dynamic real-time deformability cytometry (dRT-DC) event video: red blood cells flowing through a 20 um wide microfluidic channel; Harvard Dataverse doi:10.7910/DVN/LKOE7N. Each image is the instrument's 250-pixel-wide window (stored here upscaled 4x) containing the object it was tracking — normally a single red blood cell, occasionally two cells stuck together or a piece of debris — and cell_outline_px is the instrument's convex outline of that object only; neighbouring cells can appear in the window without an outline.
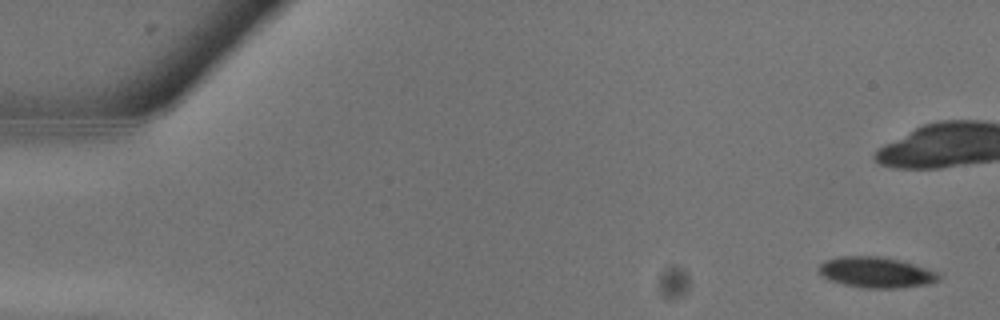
{"species": "common noctule bat (a hibernating species)", "species_latin": "Nyctalus noctula", "temperature_condition": "warm", "stored_images_in_passage": 14, "camera_frame_rate_fps": 3000, "um_per_image_px": 0.085, "animal": {"sex": "male", "body_mass_g": 13.3}, "frame": {"image": 1, "passage_image": 1, "time_ms": 0.0, "image_size_px": [1000, 320], "cell_outline_px": [[940, 280], [928, 284], [896, 288], [864, 288], [844, 284], [828, 280], [820, 272], [820, 264], [824, 260], [836, 256], [880, 256], [900, 260], [940, 272]], "centroid_in_image_um": [74.49, 23.14], "position_along_channel_um": 10.5, "area_um2": 21.56}}